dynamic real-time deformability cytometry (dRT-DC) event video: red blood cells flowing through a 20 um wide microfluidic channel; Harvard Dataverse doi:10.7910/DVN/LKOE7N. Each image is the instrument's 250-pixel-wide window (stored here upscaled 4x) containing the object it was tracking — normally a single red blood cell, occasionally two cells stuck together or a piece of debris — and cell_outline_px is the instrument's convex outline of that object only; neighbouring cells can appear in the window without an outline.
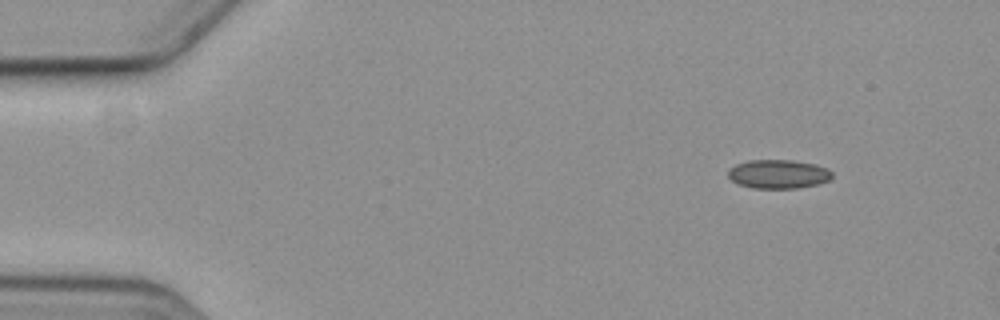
{"species": "common noctule bat (a hibernating species)", "species_latin": "Nyctalus noctula", "temperature_condition": "cold", "stored_images_in_passage": 5, "camera_frame_rate_fps": 3000, "um_per_image_px": 0.085, "animal": {"sex": "female", "body_mass_g": 19.3, "forearm_length_mm": 54.1}, "frame": {"image": 1, "passage_image": 1, "time_ms": 0.0, "image_size_px": [1000, 320], "cell_outline_px": [[832, 176], [828, 180], [816, 184], [796, 188], [752, 188], [740, 184], [732, 180], [728, 176], [728, 168], [736, 164], [748, 160], [792, 160], [816, 164], [828, 168], [832, 172]], "centroid_in_image_um": [66.15, 14.78], "position_along_channel_um": 18.9, "area_um2": 17.46}}